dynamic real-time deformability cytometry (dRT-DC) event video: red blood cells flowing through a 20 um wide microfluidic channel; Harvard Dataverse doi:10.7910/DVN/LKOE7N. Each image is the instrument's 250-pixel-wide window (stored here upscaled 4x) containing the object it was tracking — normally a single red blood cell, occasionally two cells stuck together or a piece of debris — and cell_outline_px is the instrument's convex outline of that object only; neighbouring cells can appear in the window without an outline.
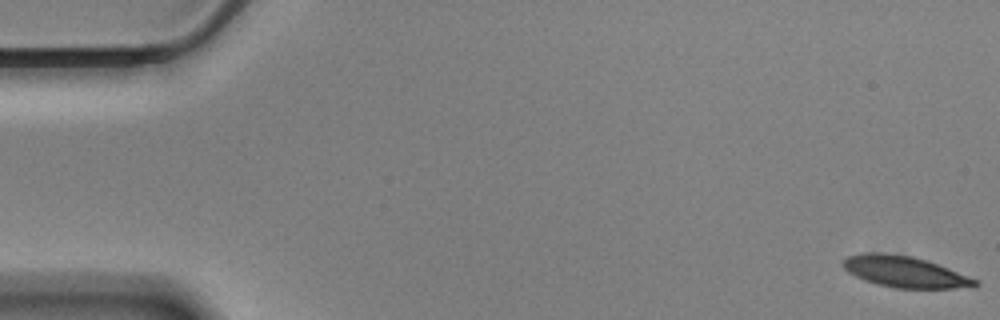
{"species": "Egyptian fruit bat (a non-hibernating species)", "species_latin": "Rousettus aegyptiacus", "temperature_condition": "cold", "stored_images_in_passage": 58, "camera_frame_rate_fps": 3000, "um_per_image_px": 0.085, "animal": {"sex": "male"}, "frame": {"image": 1, "passage_image": 1, "time_ms": 0.0, "image_size_px": [1000, 320], "cell_outline_px": [[980, 284], [952, 288], [896, 288], [876, 284], [864, 280], [848, 272], [840, 264], [848, 256], [860, 252], [884, 252], [912, 256], [948, 268], [980, 280]], "centroid_in_image_um": [76.84, 23.08], "position_along_channel_um": 8.2, "area_um2": 23.93}}
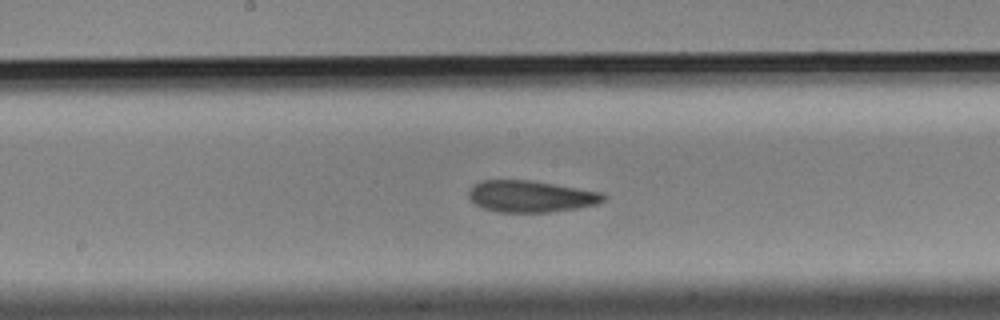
{"frame": {"image": 2, "passage_image": 30, "time_ms": 9.667, "image_size_px": [1000, 320], "cell_outline_px": [[608, 196], [604, 200], [596, 204], [576, 208], [548, 212], [500, 212], [484, 208], [476, 204], [468, 196], [468, 192], [472, 184], [480, 180], [532, 180], [600, 192]], "centroid_in_image_um": [45.09, 16.68], "position_along_channel_um": 203.1, "area_um2": 24.74}}
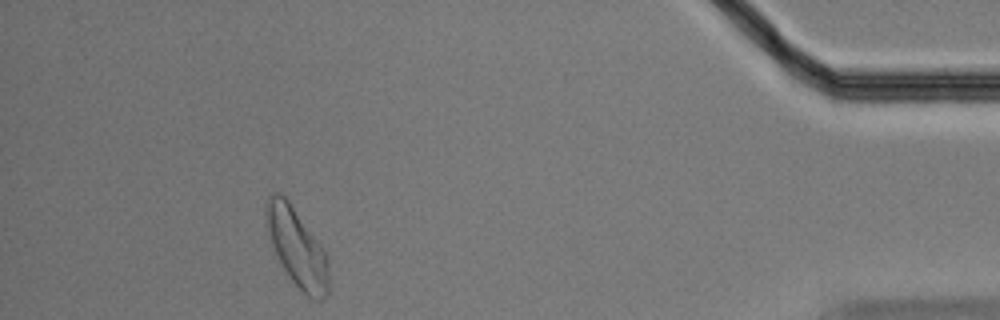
{"frame": {"image": 3, "passage_image": 53, "time_ms": 17.333, "image_size_px": [1000, 320], "cell_outline_px": [[328, 296], [320, 300], [312, 300], [292, 280], [284, 268], [272, 244], [264, 224], [264, 204], [268, 196], [276, 192], [284, 196], [288, 200], [324, 248], [328, 256]], "centroid_in_image_um": [25.23, 21.0], "position_along_channel_um": 410.0, "area_um2": 28.55}, "authors_computed_cell_mechanics": {"area_um2": 25.1719, "velocity_mm_per_s": 3.4397, "shape_relaxation_time_tau1_ms": 7.4202, "shape_relaxation_time_tau2_ms": 3.1194, "deformation_change_tau1": 0.155, "deformation_change_tau2": 0.108}}